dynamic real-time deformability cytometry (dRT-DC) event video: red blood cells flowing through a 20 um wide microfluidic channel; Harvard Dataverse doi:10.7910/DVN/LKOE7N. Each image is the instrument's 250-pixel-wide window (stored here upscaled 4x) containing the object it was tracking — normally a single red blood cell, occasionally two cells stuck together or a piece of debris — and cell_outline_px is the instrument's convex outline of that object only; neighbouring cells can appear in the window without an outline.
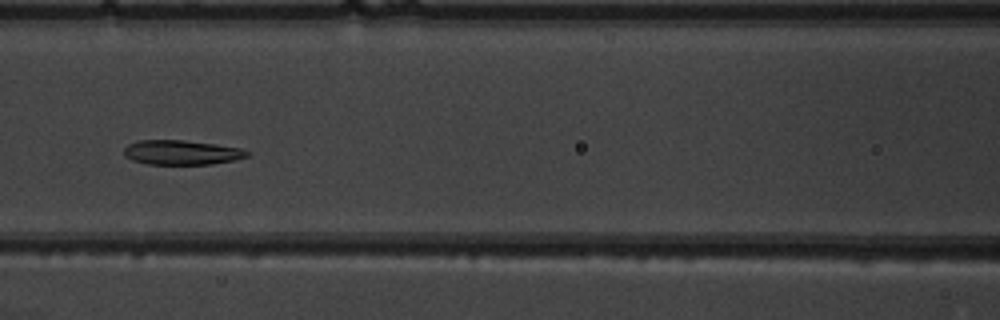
{"species": "common noctule bat (a hibernating species)", "species_latin": "Nyctalus noctula", "temperature_condition": "warm", "stored_images_in_passage": 6, "camera_frame_rate_fps": 3000, "um_per_image_px": 0.085, "animal": {"sex": "male", "body_mass_g": 19.5, "forearm_length_mm": 54.6}, "frame": {"image": 1, "passage_image": 6, "time_ms": 6.667, "image_size_px": [1000, 320], "cell_outline_px": [[252, 152], [248, 156], [232, 160], [212, 164], [148, 164], [132, 160], [124, 156], [124, 148], [128, 144], [140, 140], [184, 140], [216, 144], [240, 148]], "centroid_in_image_um": [15.43, 12.95], "position_along_channel_um": 151.2, "area_um2": 17.63}}